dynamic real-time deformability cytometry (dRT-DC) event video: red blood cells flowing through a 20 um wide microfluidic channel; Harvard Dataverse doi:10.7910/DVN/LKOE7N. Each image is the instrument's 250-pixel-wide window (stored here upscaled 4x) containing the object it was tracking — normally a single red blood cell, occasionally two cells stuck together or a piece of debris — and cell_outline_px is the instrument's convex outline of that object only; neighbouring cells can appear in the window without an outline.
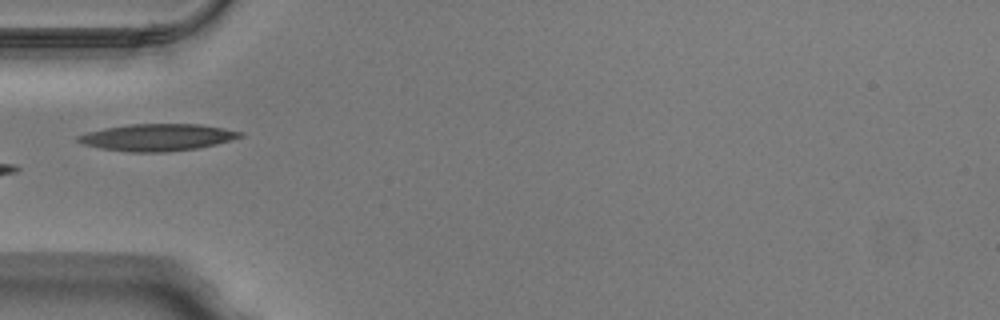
{"species": "Egyptian fruit bat (a non-hibernating species)", "species_latin": "Rousettus aegyptiacus", "temperature_condition": "warm", "stored_images_in_passage": 28, "camera_frame_rate_fps": 3000, "um_per_image_px": 0.085, "animal": {"sex": "male"}, "frame": {"image": 1, "passage_image": 1, "time_ms": 0.0, "image_size_px": [1000, 320], "cell_outline_px": [[244, 136], [216, 144], [196, 148], [168, 152], [128, 152], [100, 148], [84, 144], [76, 140], [76, 136], [88, 132], [104, 128], [128, 124], [200, 124], [224, 128], [244, 132]], "centroid_in_image_um": [13.38, 11.67], "position_along_channel_um": 71.6, "area_um2": 25.49}}